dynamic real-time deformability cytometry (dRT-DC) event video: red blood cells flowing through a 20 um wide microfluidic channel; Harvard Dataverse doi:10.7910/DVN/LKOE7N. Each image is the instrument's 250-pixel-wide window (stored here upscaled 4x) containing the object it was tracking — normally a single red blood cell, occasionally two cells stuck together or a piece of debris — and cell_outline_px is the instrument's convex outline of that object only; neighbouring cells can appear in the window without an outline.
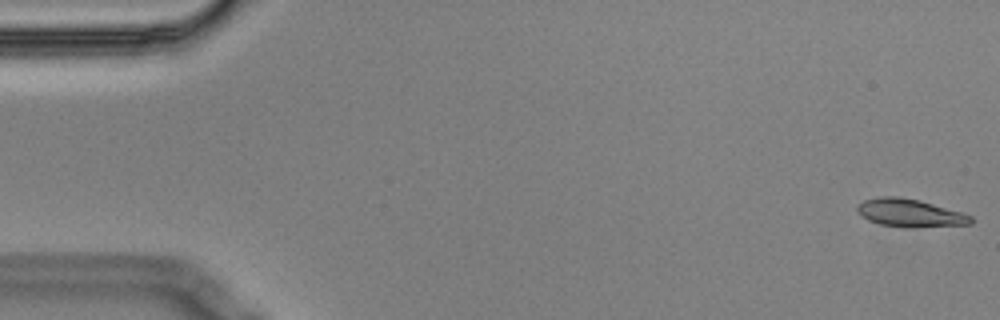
{"species": "Egyptian fruit bat (a non-hibernating species)", "species_latin": "Rousettus aegyptiacus", "temperature_condition": "cold", "stored_images_in_passage": 5, "camera_frame_rate_fps": 3000, "um_per_image_px": 0.085, "animal": {"sex": "male"}, "frame": {"image": 1, "passage_image": 1, "time_ms": 0.0, "image_size_px": [1000, 320], "cell_outline_px": [[972, 224], [912, 228], [904, 228], [880, 224], [868, 220], [860, 216], [856, 212], [856, 204], [864, 200], [880, 196], [900, 196], [920, 200], [960, 212], [972, 216]], "centroid_in_image_um": [77.28, 18.1], "position_along_channel_um": 7.7, "area_um2": 18.79}}
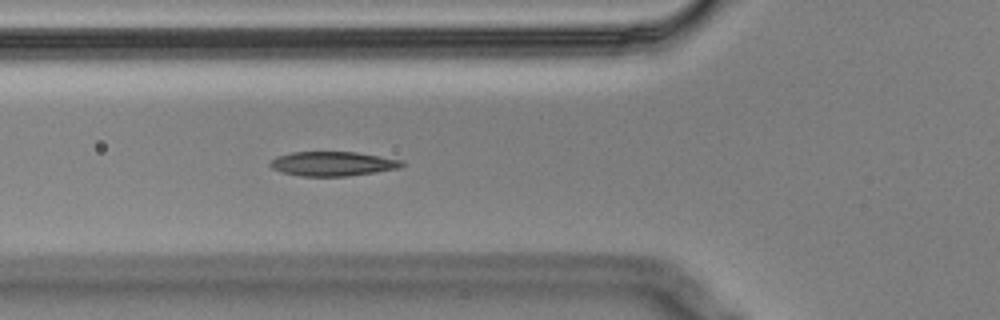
{"frame": {"image": 2, "passage_image": 5, "time_ms": 1.333, "image_size_px": [1000, 320], "cell_outline_px": [[408, 164], [400, 168], [376, 172], [348, 176], [300, 176], [284, 172], [272, 168], [268, 164], [276, 156], [292, 152], [356, 152], [404, 160]], "centroid_in_image_um": [28.34, 13.91], "position_along_channel_um": 97.5, "area_um2": 18.84}}